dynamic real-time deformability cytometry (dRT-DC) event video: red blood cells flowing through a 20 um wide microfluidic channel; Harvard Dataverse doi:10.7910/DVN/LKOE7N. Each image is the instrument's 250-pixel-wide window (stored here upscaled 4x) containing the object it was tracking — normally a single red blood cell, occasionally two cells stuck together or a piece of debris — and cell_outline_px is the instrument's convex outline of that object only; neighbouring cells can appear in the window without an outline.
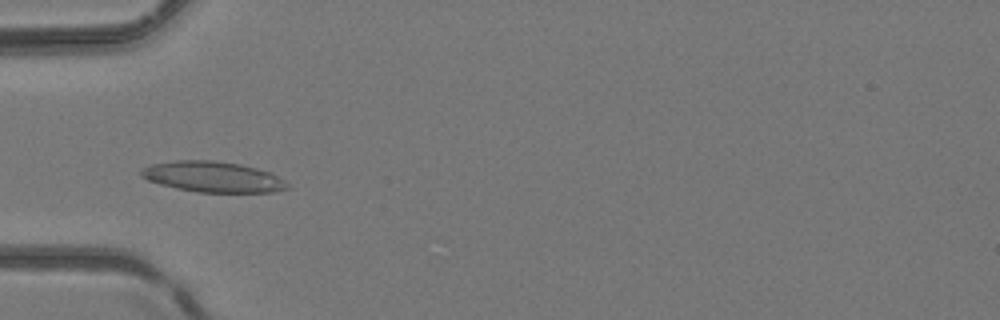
{"species": "common noctule bat (a hibernating species)", "species_latin": "Nyctalus noctula", "temperature_condition": "room temperature", "stored_images_in_passage": 5, "camera_frame_rate_fps": 3000, "um_per_image_px": 0.085, "animal": {"sex": "female", "body_mass_g": 24.6, "forearm_length_mm": 56.2}, "frame": {"image": 1, "passage_image": 3, "time_ms": 0.667, "image_size_px": [1000, 320], "cell_outline_px": [[292, 188], [272, 192], [200, 192], [176, 188], [160, 184], [148, 180], [140, 176], [140, 168], [152, 164], [176, 160], [212, 160], [240, 164], [256, 168], [268, 172], [284, 180]], "centroid_in_image_um": [18.07, 15.03], "position_along_channel_um": 66.9, "area_um2": 26.07}}
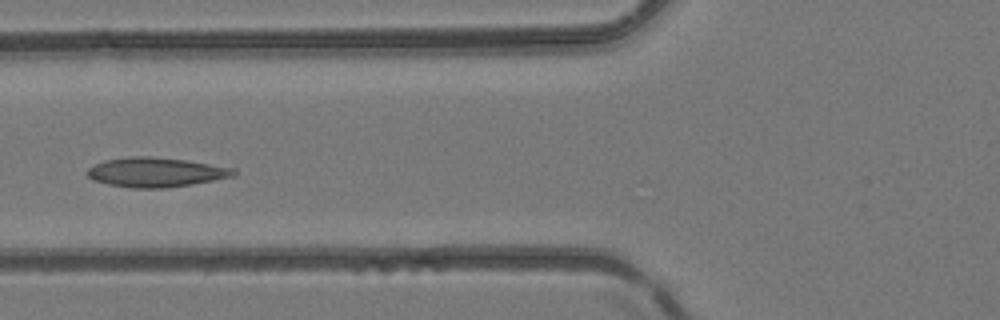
{"frame": {"image": 2, "passage_image": 4, "time_ms": 1.0, "image_size_px": [1000, 320], "cell_outline_px": [[236, 176], [192, 184], [168, 188], [132, 188], [108, 184], [96, 180], [88, 176], [88, 168], [104, 160], [128, 156], [152, 156], [188, 160], [236, 168]], "centroid_in_image_um": [13.3, 14.63], "position_along_channel_um": 112.5, "area_um2": 25.32}}
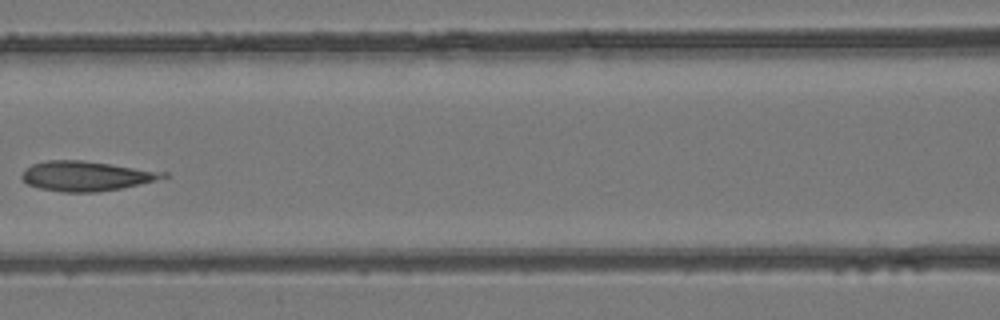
{"frame": {"image": 3, "passage_image": 5, "time_ms": 1.333, "image_size_px": [1000, 320], "cell_outline_px": [[168, 180], [124, 188], [96, 192], [64, 192], [40, 188], [28, 184], [20, 176], [32, 164], [48, 160], [80, 160], [168, 172]], "centroid_in_image_um": [7.47, 14.97], "position_along_channel_um": 159.1, "area_um2": 24.8}}